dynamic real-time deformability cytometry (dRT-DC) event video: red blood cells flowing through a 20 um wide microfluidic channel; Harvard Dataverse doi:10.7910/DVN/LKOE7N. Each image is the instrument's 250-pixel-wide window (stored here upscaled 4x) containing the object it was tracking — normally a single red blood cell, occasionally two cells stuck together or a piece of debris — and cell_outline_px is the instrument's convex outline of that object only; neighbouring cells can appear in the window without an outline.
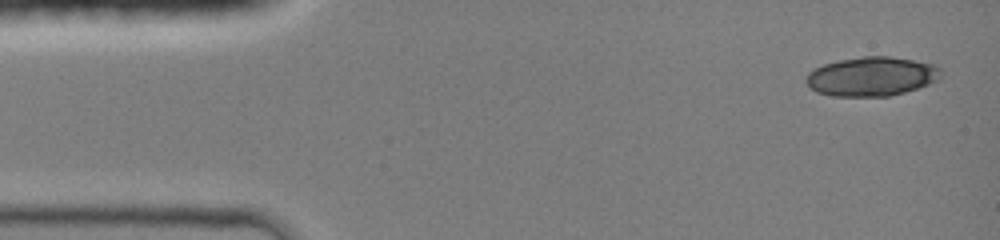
{"species": "common noctule bat (a hibernating species)", "species_latin": "Nyctalus noctula", "temperature_condition": "room temperature", "stored_images_in_passage": 33, "camera_frame_rate_fps": 3000, "um_per_image_px": 0.085, "animal": {"sex": "female", "body_mass_g": 19.0, "forearm_length_mm": 51.5}, "frame": {"image": 1, "passage_image": 1, "time_ms": 0.0, "image_size_px": [1000, 240], "cell_outline_px": [[940, 76], [936, 80], [928, 84], [904, 92], [888, 96], [832, 96], [816, 92], [804, 80], [808, 72], [824, 64], [840, 60], [864, 56], [888, 56], [912, 60], [932, 64], [940, 68]], "centroid_in_image_um": [74.05, 6.5], "position_along_channel_um": 11.0, "area_um2": 30.46}}
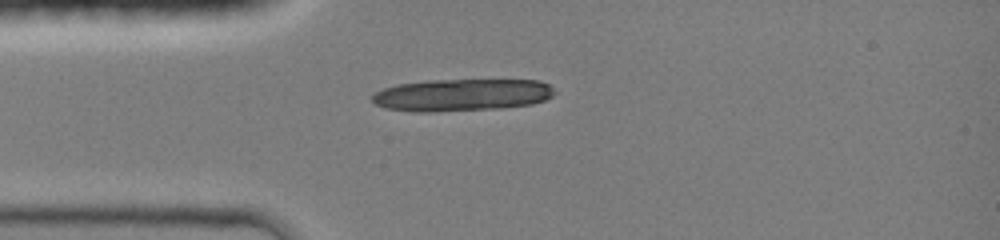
{"frame": {"image": 2, "passage_image": 8, "time_ms": 3.0, "image_size_px": [1000, 240], "cell_outline_px": [[556, 92], [552, 96], [544, 100], [532, 104], [500, 108], [432, 112], [416, 112], [384, 108], [376, 104], [372, 100], [372, 96], [376, 92], [384, 88], [396, 84], [428, 80], [540, 80], [548, 84]], "centroid_in_image_um": [39.24, 8.07], "position_along_channel_um": 45.8, "area_um2": 34.33}}